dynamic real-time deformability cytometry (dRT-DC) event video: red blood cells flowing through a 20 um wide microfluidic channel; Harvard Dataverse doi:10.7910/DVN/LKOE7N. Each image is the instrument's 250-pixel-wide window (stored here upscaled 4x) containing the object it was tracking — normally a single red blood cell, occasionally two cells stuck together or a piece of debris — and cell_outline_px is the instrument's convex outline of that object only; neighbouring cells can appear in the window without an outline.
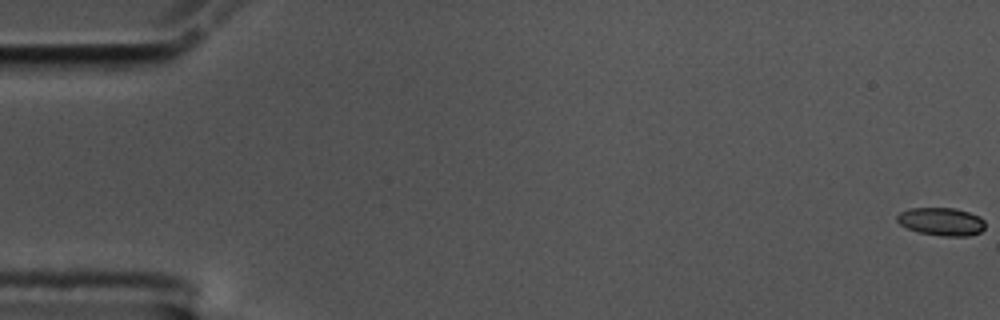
{"species": "common noctule bat (a hibernating species)", "species_latin": "Nyctalus noctula", "temperature_condition": "cold", "stored_images_in_passage": 58, "camera_frame_rate_fps": 3000, "um_per_image_px": 0.085, "animal": {"sex": "male", "body_mass_g": 17.5, "forearm_length_mm": 52.3}, "frame": {"image": 1, "passage_image": 1, "time_ms": 0.0, "image_size_px": [1000, 320], "cell_outline_px": [[984, 228], [980, 232], [968, 236], [944, 236], [920, 232], [908, 228], [900, 224], [896, 220], [896, 216], [900, 212], [908, 208], [956, 208], [980, 216], [984, 220]], "centroid_in_image_um": [80.02, 18.82], "position_along_channel_um": 5.0, "area_um2": 14.33}}
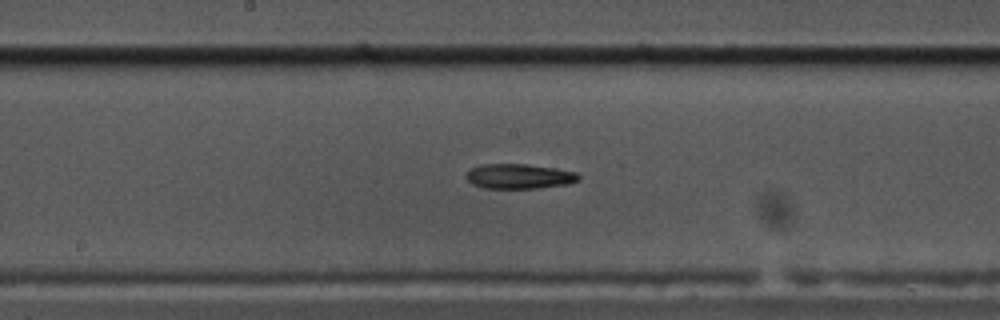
{"frame": {"image": 2, "passage_image": 31, "time_ms": 10.0, "image_size_px": [1000, 320], "cell_outline_px": [[580, 180], [568, 184], [540, 188], [484, 188], [472, 184], [464, 176], [472, 168], [480, 164], [528, 164], [556, 168], [576, 172], [580, 176]], "centroid_in_image_um": [44.14, 14.98], "position_along_channel_um": 204.1, "area_um2": 16.42}}
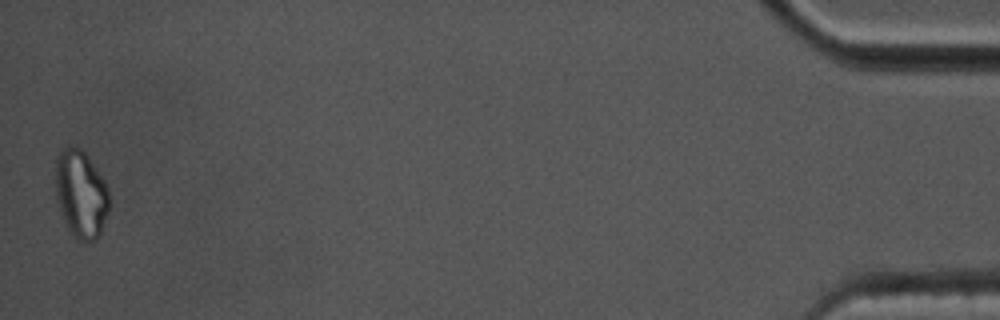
{"frame": {"image": 3, "passage_image": 58, "time_ms": 19.0, "image_size_px": [1000, 320], "cell_outline_px": [[108, 212], [100, 236], [96, 240], [76, 240], [72, 236], [64, 220], [56, 200], [56, 156], [68, 144], [80, 148], [84, 152], [104, 180], [108, 192]], "centroid_in_image_um": [6.86, 16.5], "position_along_channel_um": 428.3, "area_um2": 27.34}}